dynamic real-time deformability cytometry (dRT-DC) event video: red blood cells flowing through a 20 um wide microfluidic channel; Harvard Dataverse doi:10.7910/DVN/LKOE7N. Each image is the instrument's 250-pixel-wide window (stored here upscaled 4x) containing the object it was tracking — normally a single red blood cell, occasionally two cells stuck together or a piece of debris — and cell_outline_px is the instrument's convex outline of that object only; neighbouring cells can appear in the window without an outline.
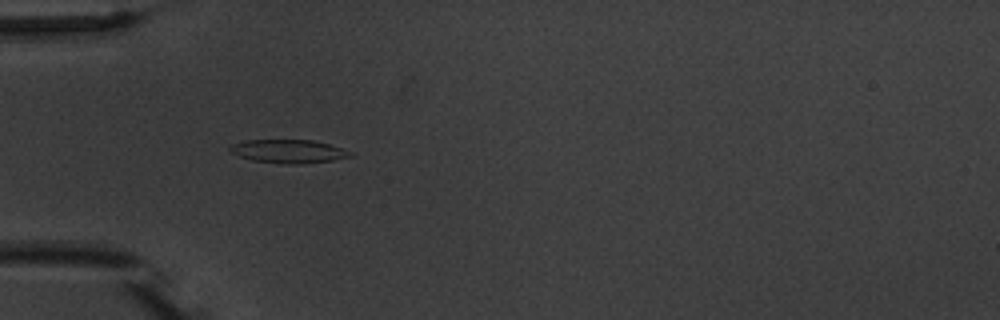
{"species": "common noctule bat (a hibernating species)", "species_latin": "Nyctalus noctula", "temperature_condition": "warm", "stored_images_in_passage": 7, "camera_frame_rate_fps": 3000, "um_per_image_px": 0.085, "animal": {"sex": "male", "body_mass_g": 20.1, "forearm_length_mm": 53.5}, "frame": {"image": 1, "passage_image": 2, "time_ms": 1.0, "image_size_px": [1000, 320], "cell_outline_px": [[352, 156], [332, 160], [300, 164], [280, 164], [252, 160], [228, 152], [228, 148], [232, 144], [248, 140], [312, 140], [328, 144], [352, 152]], "centroid_in_image_um": [24.47, 12.87], "position_along_channel_um": 60.5, "area_um2": 16.36}}
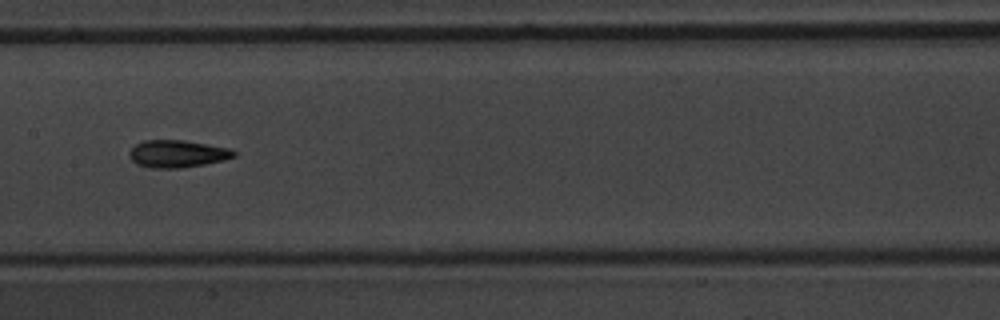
{"frame": {"image": 2, "passage_image": 5, "time_ms": 4.667, "image_size_px": [1000, 320], "cell_outline_px": [[236, 156], [224, 160], [204, 164], [180, 168], [148, 168], [136, 164], [132, 160], [128, 152], [136, 144], [144, 140], [184, 140], [232, 148], [236, 152]], "centroid_in_image_um": [15.09, 13.07], "position_along_channel_um": 192.3, "area_um2": 16.82}}
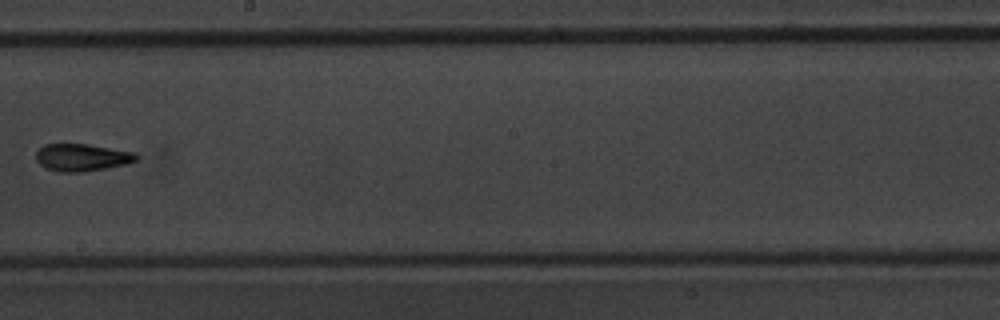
{"frame": {"image": 3, "passage_image": 6, "time_ms": 6.0, "image_size_px": [1000, 320], "cell_outline_px": [[140, 156], [136, 160], [128, 164], [108, 168], [84, 172], [60, 172], [44, 168], [36, 160], [36, 152], [44, 144], [88, 144], [136, 152]], "centroid_in_image_um": [6.99, 13.39], "position_along_channel_um": 241.2, "area_um2": 16.24}}